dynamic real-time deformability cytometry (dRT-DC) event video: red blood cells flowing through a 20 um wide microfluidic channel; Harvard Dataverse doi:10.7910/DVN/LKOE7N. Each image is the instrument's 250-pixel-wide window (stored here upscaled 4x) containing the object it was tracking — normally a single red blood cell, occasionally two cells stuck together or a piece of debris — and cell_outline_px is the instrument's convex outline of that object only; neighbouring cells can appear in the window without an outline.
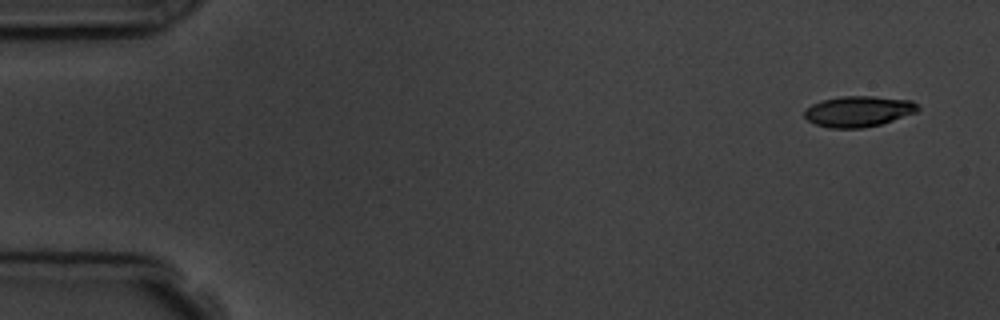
{"species": "common noctule bat (a hibernating species)", "species_latin": "Nyctalus noctula", "temperature_condition": "room temperature", "stored_images_in_passage": 6, "camera_frame_rate_fps": 3000, "um_per_image_px": 0.085, "animal": {"sex": "male", "body_mass_g": 19.5, "forearm_length_mm": 54.6}, "frame": {"image": 1, "passage_image": 1, "time_ms": 0.0, "image_size_px": [1000, 320], "cell_outline_px": [[920, 108], [916, 112], [880, 124], [860, 128], [828, 128], [816, 124], [808, 120], [804, 116], [804, 112], [812, 104], [820, 100], [844, 96], [872, 96], [912, 100]], "centroid_in_image_um": [72.95, 9.46], "position_along_channel_um": 12.0, "area_um2": 20.17}}
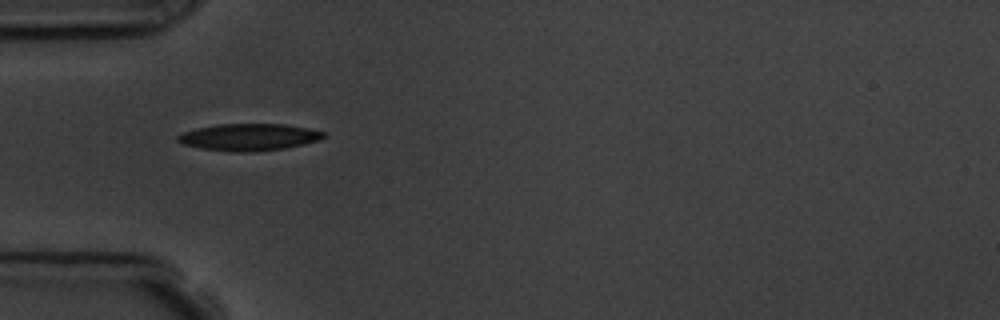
{"frame": {"image": 2, "passage_image": 5, "time_ms": 4.667, "image_size_px": [1000, 320], "cell_outline_px": [[324, 136], [320, 140], [304, 144], [284, 148], [252, 152], [240, 152], [200, 148], [184, 144], [176, 140], [176, 136], [184, 132], [196, 128], [216, 124], [284, 124], [308, 128], [324, 132]], "centroid_in_image_um": [21.15, 11.65], "position_along_channel_um": 63.8, "area_um2": 22.77}}